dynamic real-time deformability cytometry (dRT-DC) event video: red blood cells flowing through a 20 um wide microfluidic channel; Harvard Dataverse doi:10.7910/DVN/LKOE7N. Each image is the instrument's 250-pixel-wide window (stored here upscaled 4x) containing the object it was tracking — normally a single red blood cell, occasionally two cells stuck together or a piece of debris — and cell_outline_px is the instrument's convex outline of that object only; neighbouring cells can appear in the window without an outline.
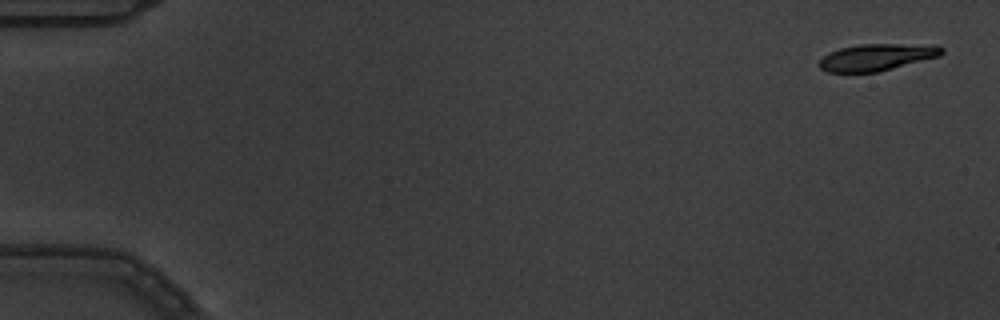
{"species": "common noctule bat (a hibernating species)", "species_latin": "Nyctalus noctula", "temperature_condition": "warm", "stored_images_in_passage": 5, "camera_frame_rate_fps": 3000, "um_per_image_px": 0.085, "animal": {"sex": "male", "body_mass_g": 19.5, "forearm_length_mm": 54.6}, "frame": {"image": 1, "passage_image": 1, "time_ms": 0.0, "image_size_px": [1000, 320], "cell_outline_px": [[944, 52], [940, 56], [880, 72], [828, 72], [820, 68], [820, 60], [824, 56], [840, 48], [860, 44], [936, 44], [944, 48]], "centroid_in_image_um": [74.61, 4.85], "position_along_channel_um": 10.4, "area_um2": 19.25}}
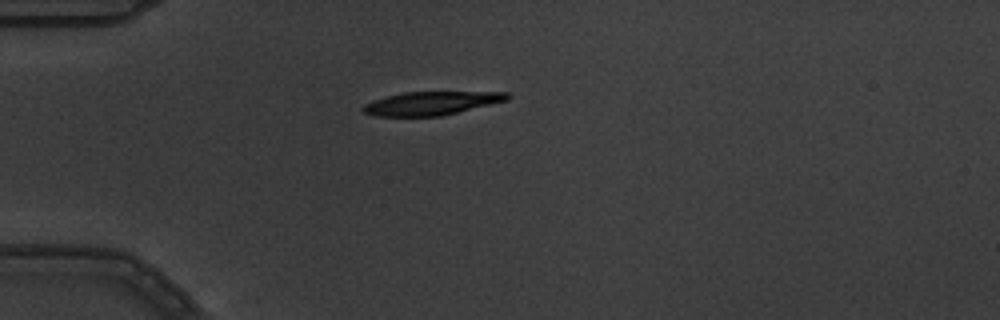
{"frame": {"image": 2, "passage_image": 5, "time_ms": 1.333, "image_size_px": [1000, 320], "cell_outline_px": [[512, 96], [508, 100], [440, 116], [372, 116], [364, 112], [360, 108], [364, 104], [372, 100], [404, 92], [508, 92]], "centroid_in_image_um": [36.64, 8.77], "position_along_channel_um": 48.4, "area_um2": 19.65}}